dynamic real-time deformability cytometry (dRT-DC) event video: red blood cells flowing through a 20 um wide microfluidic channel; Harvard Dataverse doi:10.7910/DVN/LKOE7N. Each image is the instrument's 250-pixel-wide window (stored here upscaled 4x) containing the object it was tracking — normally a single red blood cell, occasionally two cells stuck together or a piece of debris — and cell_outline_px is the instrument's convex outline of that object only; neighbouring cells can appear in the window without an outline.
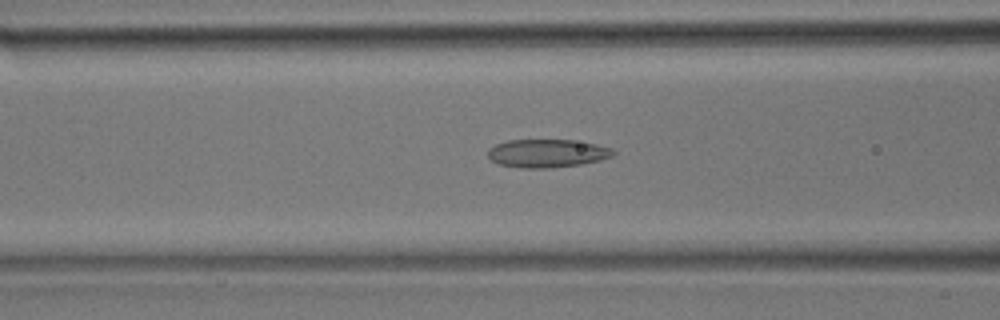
{"species": "common noctule bat (a hibernating species)", "species_latin": "Nyctalus noctula", "temperature_condition": "room temperature", "stored_images_in_passage": 36, "camera_frame_rate_fps": 3000, "um_per_image_px": 0.085, "animal": {"sex": "male", "body_mass_g": 17.9}, "frame": {"image": 1, "passage_image": 12, "time_ms": 3.667, "image_size_px": [1000, 320], "cell_outline_px": [[616, 152], [612, 156], [600, 160], [580, 164], [552, 168], [520, 168], [500, 164], [492, 160], [488, 156], [488, 148], [496, 144], [508, 140], [572, 140], [596, 144], [612, 148]], "centroid_in_image_um": [46.51, 13.03], "position_along_channel_um": 120.1, "area_um2": 20.58}}
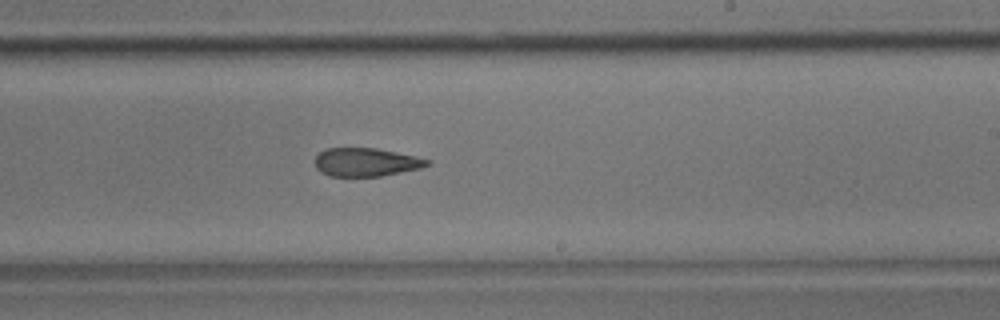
{"frame": {"image": 2, "passage_image": 20, "time_ms": 6.333, "image_size_px": [1000, 320], "cell_outline_px": [[432, 164], [420, 168], [380, 176], [328, 176], [320, 172], [316, 168], [316, 156], [324, 148], [376, 148], [416, 156], [432, 160]], "centroid_in_image_um": [31.12, 13.78], "position_along_channel_um": 257.9, "area_um2": 18.61}}
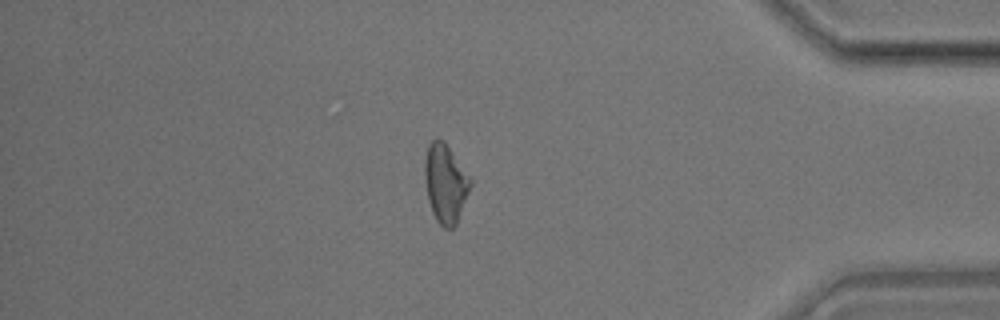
{"frame": {"image": 3, "passage_image": 30, "time_ms": 9.667, "image_size_px": [1000, 320], "cell_outline_px": [[472, 184], [456, 224], [452, 228], [444, 228], [436, 220], [432, 212], [428, 200], [424, 180], [424, 160], [428, 144], [432, 140], [444, 140], [472, 180]], "centroid_in_image_um": [37.84, 15.58], "position_along_channel_um": 397.4, "area_um2": 20.92}}